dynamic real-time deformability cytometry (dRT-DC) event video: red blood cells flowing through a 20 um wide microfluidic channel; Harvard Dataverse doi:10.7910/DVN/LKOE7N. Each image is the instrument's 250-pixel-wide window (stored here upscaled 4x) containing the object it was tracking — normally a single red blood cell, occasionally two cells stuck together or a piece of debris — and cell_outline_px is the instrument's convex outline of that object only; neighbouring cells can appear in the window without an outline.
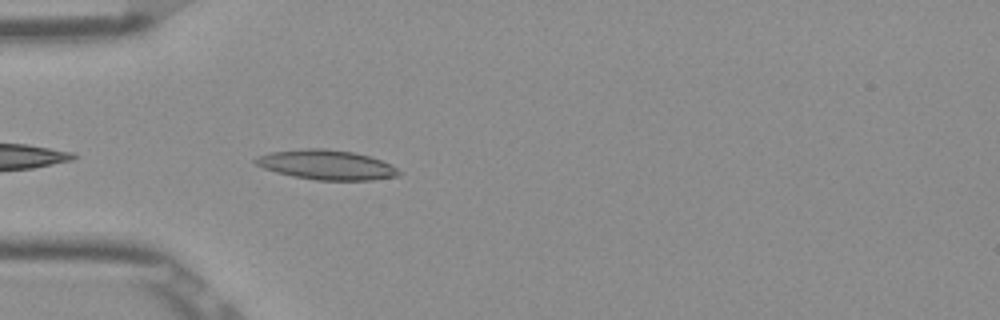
{"species": "Egyptian fruit bat (a non-hibernating species)", "species_latin": "Rousettus aegyptiacus", "temperature_condition": "room temperature", "stored_images_in_passage": 9, "camera_frame_rate_fps": 3000, "um_per_image_px": 0.085, "frame": {"image": 1, "passage_image": 3, "time_ms": 0.667, "image_size_px": [1000, 320], "cell_outline_px": [[400, 176], [368, 180], [316, 180], [292, 176], [276, 172], [264, 168], [256, 164], [252, 160], [256, 156], [272, 152], [304, 148], [324, 148], [352, 152], [368, 156], [392, 164], [400, 172]], "centroid_in_image_um": [27.73, 14.01], "position_along_channel_um": 57.3, "area_um2": 24.74}}